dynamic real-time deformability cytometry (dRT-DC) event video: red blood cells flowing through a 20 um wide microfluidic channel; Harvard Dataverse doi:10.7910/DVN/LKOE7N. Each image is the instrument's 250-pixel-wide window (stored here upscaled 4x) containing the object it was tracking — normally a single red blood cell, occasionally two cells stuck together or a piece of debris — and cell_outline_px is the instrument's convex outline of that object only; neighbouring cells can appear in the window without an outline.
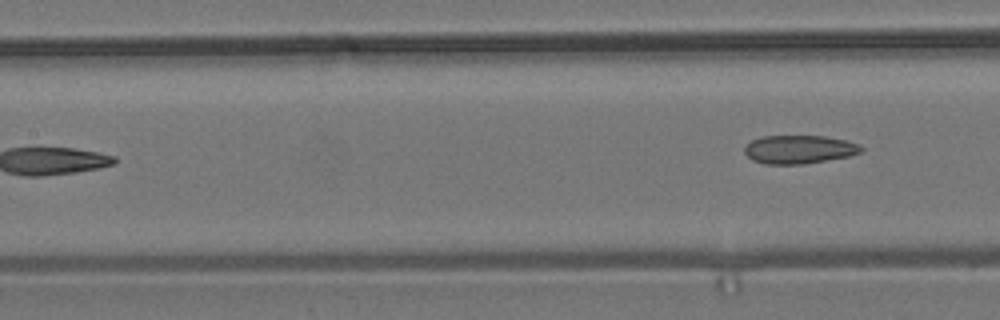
{"species": "common noctule bat (a hibernating species)", "species_latin": "Nyctalus noctula", "temperature_condition": "room temperature", "stored_images_in_passage": 6, "camera_frame_rate_fps": 3000, "um_per_image_px": 0.085, "animal": {"sex": "male", "body_mass_g": 19.2, "forearm_length_mm": 51.8}, "frame": {"image": 1, "passage_image": 6, "time_ms": 7.0, "image_size_px": [1000, 320], "cell_outline_px": [[864, 148], [860, 152], [848, 156], [804, 164], [764, 164], [752, 160], [744, 152], [744, 144], [760, 136], [824, 136], [848, 140], [860, 144]], "centroid_in_image_um": [67.9, 12.69], "position_along_channel_um": 139.5, "area_um2": 19.48}}